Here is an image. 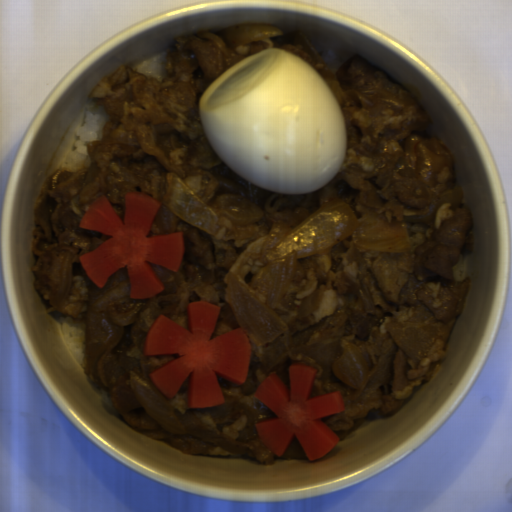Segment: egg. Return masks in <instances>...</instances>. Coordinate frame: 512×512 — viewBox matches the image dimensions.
I'll return each mask as SVG.
<instances>
[{
	"instance_id": "d2b9013d",
	"label": "egg",
	"mask_w": 512,
	"mask_h": 512,
	"mask_svg": "<svg viewBox=\"0 0 512 512\" xmlns=\"http://www.w3.org/2000/svg\"><path fill=\"white\" fill-rule=\"evenodd\" d=\"M199 112L223 162L260 189L305 195L343 165L346 127L335 95L319 72L279 47L224 71Z\"/></svg>"
}]
</instances>
